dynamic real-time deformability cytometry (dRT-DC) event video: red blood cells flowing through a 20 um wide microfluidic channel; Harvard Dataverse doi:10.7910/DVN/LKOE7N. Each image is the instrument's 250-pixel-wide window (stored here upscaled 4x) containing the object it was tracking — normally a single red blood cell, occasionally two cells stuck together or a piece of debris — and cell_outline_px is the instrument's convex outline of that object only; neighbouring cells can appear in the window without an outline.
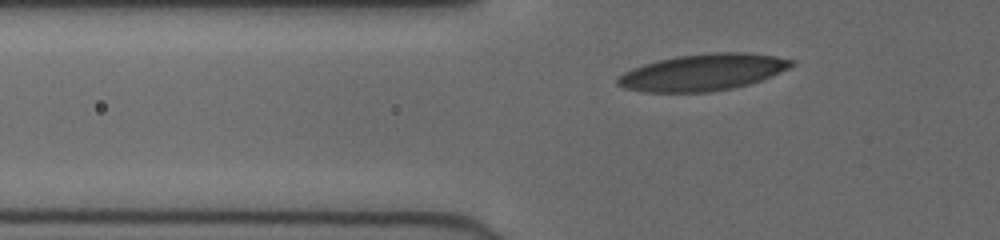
{"species": "human", "species_latin": "Homo sapiens", "temperature_condition": "cold", "stored_images_in_passage": 37, "camera_frame_rate_fps": 3000, "um_per_image_px": 0.085, "donor": {"sex": "female"}, "frame": {"image": 1, "passage_image": 8, "time_ms": 2.333, "image_size_px": [1000, 240], "cell_outline_px": [[792, 64], [788, 68], [780, 72], [760, 80], [748, 84], [732, 88], [708, 92], [644, 92], [624, 88], [616, 84], [616, 76], [632, 68], [644, 64], [676, 56], [716, 52], [748, 52], [776, 56], [792, 60]], "centroid_in_image_um": [59.69, 6.15], "position_along_channel_um": 66.1, "area_um2": 36.93}}
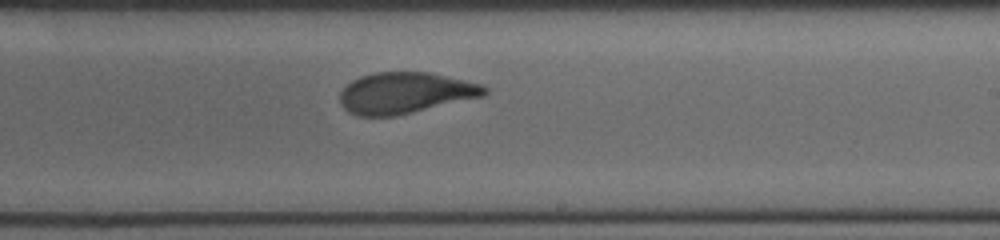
{"frame": {"image": 2, "passage_image": 23, "time_ms": 7.333, "image_size_px": [1000, 240], "cell_outline_px": [[488, 92], [484, 96], [396, 116], [356, 116], [348, 112], [340, 104], [340, 92], [352, 80], [360, 76], [376, 72], [428, 72], [464, 80], [480, 84], [488, 88]], "centroid_in_image_um": [34.42, 7.91], "position_along_channel_um": 254.6, "area_um2": 34.68}}
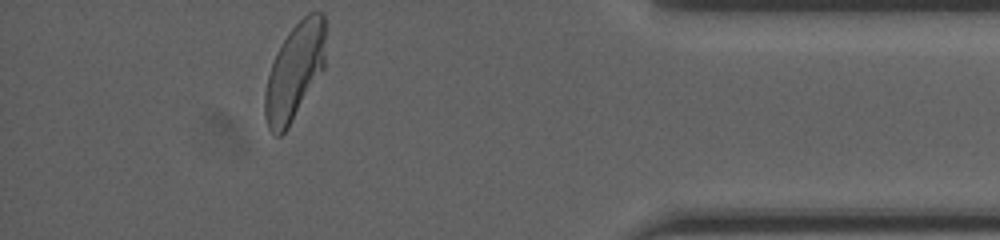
{"frame": {"image": 3, "passage_image": 37, "time_ms": 12.0, "image_size_px": [1000, 240], "cell_outline_px": [[324, 68], [288, 128], [280, 136], [276, 136], [268, 128], [264, 116], [264, 92], [268, 76], [272, 64], [288, 32], [308, 12], [324, 12]], "centroid_in_image_um": [25.03, 6.12], "position_along_channel_um": 410.2, "area_um2": 33.64}, "authors_computed_cell_mechanics": {"area_um2": 35.4314, "velocity_mm_per_s": 3.9839, "shape_relaxation_time_tau1_ms": 4.7377, "shape_relaxation_time_tau2_ms": 0.7718, "deformation_change_tau1": 0.1731, "deformation_change_tau2": 0.0615}}